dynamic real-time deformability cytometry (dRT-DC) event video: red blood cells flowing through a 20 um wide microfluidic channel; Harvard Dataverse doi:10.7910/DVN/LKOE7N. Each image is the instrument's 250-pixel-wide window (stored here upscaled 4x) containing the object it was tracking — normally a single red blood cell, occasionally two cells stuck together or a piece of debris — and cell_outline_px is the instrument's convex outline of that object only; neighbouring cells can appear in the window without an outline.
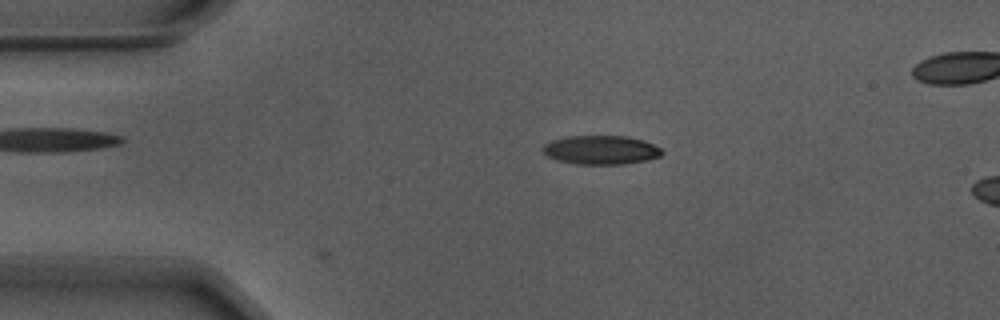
{"species": "Egyptian fruit bat (a non-hibernating species)", "species_latin": "Rousettus aegyptiacus", "temperature_condition": "warm", "stored_images_in_passage": 11, "camera_frame_rate_fps": 3000, "um_per_image_px": 0.085, "animal": {"sex": "male"}, "frame": {"image": 1, "passage_image": 11, "time_ms": 3.333, "image_size_px": [1000, 320], "cell_outline_px": [[664, 152], [660, 156], [648, 160], [624, 164], [576, 164], [556, 160], [548, 156], [540, 148], [544, 144], [552, 140], [568, 136], [628, 136], [644, 140], [660, 148]], "centroid_in_image_um": [51.08, 12.74], "position_along_channel_um": 33.9, "area_um2": 20.17}}